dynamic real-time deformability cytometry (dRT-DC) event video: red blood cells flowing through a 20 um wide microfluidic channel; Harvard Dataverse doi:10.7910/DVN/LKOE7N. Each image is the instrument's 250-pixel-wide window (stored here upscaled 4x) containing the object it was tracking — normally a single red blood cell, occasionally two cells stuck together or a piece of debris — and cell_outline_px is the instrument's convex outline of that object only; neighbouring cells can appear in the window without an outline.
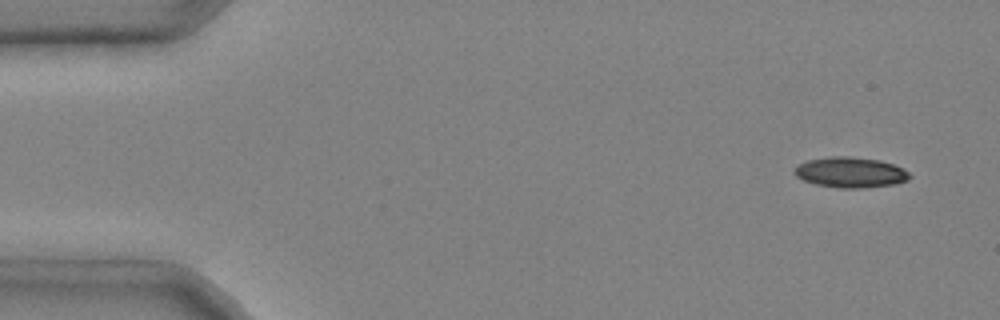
{"species": "common noctule bat (a hibernating species)", "species_latin": "Nyctalus noctula", "temperature_condition": "cold", "stored_images_in_passage": 4, "camera_frame_rate_fps": 3000, "um_per_image_px": 0.085, "animal": {"sex": "male", "body_mass_g": 20.4}, "frame": {"image": 1, "passage_image": 1, "time_ms": 0.0, "image_size_px": [1000, 320], "cell_outline_px": [[912, 176], [908, 180], [896, 184], [860, 188], [840, 188], [816, 184], [804, 180], [796, 176], [792, 172], [800, 164], [808, 160], [828, 156], [848, 156], [880, 160], [904, 168]], "centroid_in_image_um": [72.31, 14.65], "position_along_channel_um": 12.7, "area_um2": 20.46}}
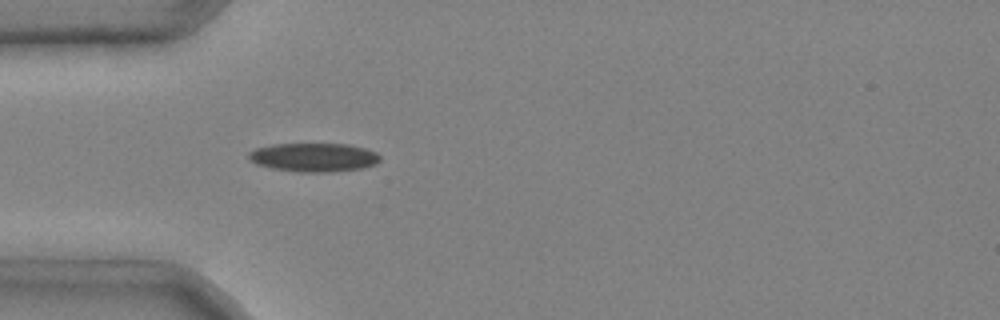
{"frame": {"image": 2, "passage_image": 4, "time_ms": 1.0, "image_size_px": [1000, 320], "cell_outline_px": [[380, 160], [376, 164], [364, 168], [332, 172], [300, 172], [272, 168], [256, 164], [248, 160], [248, 152], [256, 148], [272, 144], [348, 144], [364, 148], [376, 152], [380, 156]], "centroid_in_image_um": [26.67, 13.38], "position_along_channel_um": 58.3, "area_um2": 22.14}}